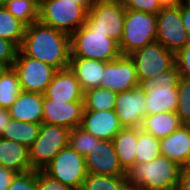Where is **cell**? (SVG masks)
I'll use <instances>...</instances> for the list:
<instances>
[{
  "label": "cell",
  "instance_id": "f1b7e54d",
  "mask_svg": "<svg viewBox=\"0 0 190 190\" xmlns=\"http://www.w3.org/2000/svg\"><path fill=\"white\" fill-rule=\"evenodd\" d=\"M4 7L26 26L39 19V0H8Z\"/></svg>",
  "mask_w": 190,
  "mask_h": 190
},
{
  "label": "cell",
  "instance_id": "5bb4252c",
  "mask_svg": "<svg viewBox=\"0 0 190 190\" xmlns=\"http://www.w3.org/2000/svg\"><path fill=\"white\" fill-rule=\"evenodd\" d=\"M87 173L124 176L125 170L119 163L113 140H101L84 156Z\"/></svg>",
  "mask_w": 190,
  "mask_h": 190
},
{
  "label": "cell",
  "instance_id": "7dc6e473",
  "mask_svg": "<svg viewBox=\"0 0 190 190\" xmlns=\"http://www.w3.org/2000/svg\"><path fill=\"white\" fill-rule=\"evenodd\" d=\"M6 68L7 66L0 61V75L5 71Z\"/></svg>",
  "mask_w": 190,
  "mask_h": 190
},
{
  "label": "cell",
  "instance_id": "7a4b0ae2",
  "mask_svg": "<svg viewBox=\"0 0 190 190\" xmlns=\"http://www.w3.org/2000/svg\"><path fill=\"white\" fill-rule=\"evenodd\" d=\"M181 166L160 155L151 162L135 163L125 170L128 187L142 190H178Z\"/></svg>",
  "mask_w": 190,
  "mask_h": 190
},
{
  "label": "cell",
  "instance_id": "c3c4849f",
  "mask_svg": "<svg viewBox=\"0 0 190 190\" xmlns=\"http://www.w3.org/2000/svg\"><path fill=\"white\" fill-rule=\"evenodd\" d=\"M183 3L190 8V0H183Z\"/></svg>",
  "mask_w": 190,
  "mask_h": 190
},
{
  "label": "cell",
  "instance_id": "d6986e66",
  "mask_svg": "<svg viewBox=\"0 0 190 190\" xmlns=\"http://www.w3.org/2000/svg\"><path fill=\"white\" fill-rule=\"evenodd\" d=\"M44 94L22 91L9 108L13 120L42 124Z\"/></svg>",
  "mask_w": 190,
  "mask_h": 190
},
{
  "label": "cell",
  "instance_id": "ab89813d",
  "mask_svg": "<svg viewBox=\"0 0 190 190\" xmlns=\"http://www.w3.org/2000/svg\"><path fill=\"white\" fill-rule=\"evenodd\" d=\"M16 172L0 166V190H8Z\"/></svg>",
  "mask_w": 190,
  "mask_h": 190
},
{
  "label": "cell",
  "instance_id": "f907efd6",
  "mask_svg": "<svg viewBox=\"0 0 190 190\" xmlns=\"http://www.w3.org/2000/svg\"><path fill=\"white\" fill-rule=\"evenodd\" d=\"M8 0H0V5H3L4 3H6Z\"/></svg>",
  "mask_w": 190,
  "mask_h": 190
},
{
  "label": "cell",
  "instance_id": "ba28073f",
  "mask_svg": "<svg viewBox=\"0 0 190 190\" xmlns=\"http://www.w3.org/2000/svg\"><path fill=\"white\" fill-rule=\"evenodd\" d=\"M43 171L74 190H81L88 174L84 156L80 155L69 145L63 148Z\"/></svg>",
  "mask_w": 190,
  "mask_h": 190
},
{
  "label": "cell",
  "instance_id": "cb8c5ba5",
  "mask_svg": "<svg viewBox=\"0 0 190 190\" xmlns=\"http://www.w3.org/2000/svg\"><path fill=\"white\" fill-rule=\"evenodd\" d=\"M138 128H122L113 138L119 163L126 170L136 163Z\"/></svg>",
  "mask_w": 190,
  "mask_h": 190
},
{
  "label": "cell",
  "instance_id": "52a82bcc",
  "mask_svg": "<svg viewBox=\"0 0 190 190\" xmlns=\"http://www.w3.org/2000/svg\"><path fill=\"white\" fill-rule=\"evenodd\" d=\"M69 134L70 130L65 127L42 123L37 139L29 148L32 169L43 170L69 145Z\"/></svg>",
  "mask_w": 190,
  "mask_h": 190
},
{
  "label": "cell",
  "instance_id": "2e32d148",
  "mask_svg": "<svg viewBox=\"0 0 190 190\" xmlns=\"http://www.w3.org/2000/svg\"><path fill=\"white\" fill-rule=\"evenodd\" d=\"M80 127L101 140H113L123 128L114 110L84 111Z\"/></svg>",
  "mask_w": 190,
  "mask_h": 190
},
{
  "label": "cell",
  "instance_id": "ee69618b",
  "mask_svg": "<svg viewBox=\"0 0 190 190\" xmlns=\"http://www.w3.org/2000/svg\"><path fill=\"white\" fill-rule=\"evenodd\" d=\"M161 8H175L179 7L183 1L182 0H157Z\"/></svg>",
  "mask_w": 190,
  "mask_h": 190
},
{
  "label": "cell",
  "instance_id": "7bdbcfd3",
  "mask_svg": "<svg viewBox=\"0 0 190 190\" xmlns=\"http://www.w3.org/2000/svg\"><path fill=\"white\" fill-rule=\"evenodd\" d=\"M178 190H190V171H180Z\"/></svg>",
  "mask_w": 190,
  "mask_h": 190
},
{
  "label": "cell",
  "instance_id": "484cf974",
  "mask_svg": "<svg viewBox=\"0 0 190 190\" xmlns=\"http://www.w3.org/2000/svg\"><path fill=\"white\" fill-rule=\"evenodd\" d=\"M21 92L17 72L13 67H7L0 75V107L9 109Z\"/></svg>",
  "mask_w": 190,
  "mask_h": 190
},
{
  "label": "cell",
  "instance_id": "7c38bea8",
  "mask_svg": "<svg viewBox=\"0 0 190 190\" xmlns=\"http://www.w3.org/2000/svg\"><path fill=\"white\" fill-rule=\"evenodd\" d=\"M139 86L135 64L129 55H121L113 61L105 62L101 87L121 93Z\"/></svg>",
  "mask_w": 190,
  "mask_h": 190
},
{
  "label": "cell",
  "instance_id": "30bf717a",
  "mask_svg": "<svg viewBox=\"0 0 190 190\" xmlns=\"http://www.w3.org/2000/svg\"><path fill=\"white\" fill-rule=\"evenodd\" d=\"M18 74L22 91L45 94L57 69L38 59L25 56L20 50L12 66Z\"/></svg>",
  "mask_w": 190,
  "mask_h": 190
},
{
  "label": "cell",
  "instance_id": "7402d4cb",
  "mask_svg": "<svg viewBox=\"0 0 190 190\" xmlns=\"http://www.w3.org/2000/svg\"><path fill=\"white\" fill-rule=\"evenodd\" d=\"M161 155L182 166L190 154V125L182 124L176 131L160 140Z\"/></svg>",
  "mask_w": 190,
  "mask_h": 190
},
{
  "label": "cell",
  "instance_id": "b9f144b4",
  "mask_svg": "<svg viewBox=\"0 0 190 190\" xmlns=\"http://www.w3.org/2000/svg\"><path fill=\"white\" fill-rule=\"evenodd\" d=\"M179 7L181 8L183 26L186 28V31L190 37V8L187 7L184 3H182Z\"/></svg>",
  "mask_w": 190,
  "mask_h": 190
},
{
  "label": "cell",
  "instance_id": "44dd1931",
  "mask_svg": "<svg viewBox=\"0 0 190 190\" xmlns=\"http://www.w3.org/2000/svg\"><path fill=\"white\" fill-rule=\"evenodd\" d=\"M0 166L13 170L17 174L33 171L29 148L0 137Z\"/></svg>",
  "mask_w": 190,
  "mask_h": 190
},
{
  "label": "cell",
  "instance_id": "f35d334b",
  "mask_svg": "<svg viewBox=\"0 0 190 190\" xmlns=\"http://www.w3.org/2000/svg\"><path fill=\"white\" fill-rule=\"evenodd\" d=\"M37 190H74L47 175L43 170L37 171Z\"/></svg>",
  "mask_w": 190,
  "mask_h": 190
},
{
  "label": "cell",
  "instance_id": "d6a6232c",
  "mask_svg": "<svg viewBox=\"0 0 190 190\" xmlns=\"http://www.w3.org/2000/svg\"><path fill=\"white\" fill-rule=\"evenodd\" d=\"M176 113L182 124L190 125V79H180Z\"/></svg>",
  "mask_w": 190,
  "mask_h": 190
},
{
  "label": "cell",
  "instance_id": "ffe728a7",
  "mask_svg": "<svg viewBox=\"0 0 190 190\" xmlns=\"http://www.w3.org/2000/svg\"><path fill=\"white\" fill-rule=\"evenodd\" d=\"M105 62L81 57H70L69 69L76 76L83 91L101 87Z\"/></svg>",
  "mask_w": 190,
  "mask_h": 190
},
{
  "label": "cell",
  "instance_id": "e575fe53",
  "mask_svg": "<svg viewBox=\"0 0 190 190\" xmlns=\"http://www.w3.org/2000/svg\"><path fill=\"white\" fill-rule=\"evenodd\" d=\"M180 79L181 76L175 64L171 69L157 74L148 83L143 85L179 86Z\"/></svg>",
  "mask_w": 190,
  "mask_h": 190
},
{
  "label": "cell",
  "instance_id": "277c9868",
  "mask_svg": "<svg viewBox=\"0 0 190 190\" xmlns=\"http://www.w3.org/2000/svg\"><path fill=\"white\" fill-rule=\"evenodd\" d=\"M71 57L110 62L122 54L119 43L106 33L92 32L85 25L70 35Z\"/></svg>",
  "mask_w": 190,
  "mask_h": 190
},
{
  "label": "cell",
  "instance_id": "681fc988",
  "mask_svg": "<svg viewBox=\"0 0 190 190\" xmlns=\"http://www.w3.org/2000/svg\"><path fill=\"white\" fill-rule=\"evenodd\" d=\"M126 190H142V189L137 188V187H127Z\"/></svg>",
  "mask_w": 190,
  "mask_h": 190
},
{
  "label": "cell",
  "instance_id": "5b68a950",
  "mask_svg": "<svg viewBox=\"0 0 190 190\" xmlns=\"http://www.w3.org/2000/svg\"><path fill=\"white\" fill-rule=\"evenodd\" d=\"M157 15L142 11L126 9L124 31L119 42L122 55L156 42Z\"/></svg>",
  "mask_w": 190,
  "mask_h": 190
},
{
  "label": "cell",
  "instance_id": "8992f818",
  "mask_svg": "<svg viewBox=\"0 0 190 190\" xmlns=\"http://www.w3.org/2000/svg\"><path fill=\"white\" fill-rule=\"evenodd\" d=\"M125 15L122 0H94L84 25L92 32L106 33L119 43L124 31Z\"/></svg>",
  "mask_w": 190,
  "mask_h": 190
},
{
  "label": "cell",
  "instance_id": "3957f363",
  "mask_svg": "<svg viewBox=\"0 0 190 190\" xmlns=\"http://www.w3.org/2000/svg\"><path fill=\"white\" fill-rule=\"evenodd\" d=\"M88 10L80 0H41L38 21L71 35L85 24Z\"/></svg>",
  "mask_w": 190,
  "mask_h": 190
},
{
  "label": "cell",
  "instance_id": "836d02e7",
  "mask_svg": "<svg viewBox=\"0 0 190 190\" xmlns=\"http://www.w3.org/2000/svg\"><path fill=\"white\" fill-rule=\"evenodd\" d=\"M8 190H37V171L16 174Z\"/></svg>",
  "mask_w": 190,
  "mask_h": 190
},
{
  "label": "cell",
  "instance_id": "9a60e30c",
  "mask_svg": "<svg viewBox=\"0 0 190 190\" xmlns=\"http://www.w3.org/2000/svg\"><path fill=\"white\" fill-rule=\"evenodd\" d=\"M84 102H60L44 95L42 123L65 127L69 130L80 127L84 113Z\"/></svg>",
  "mask_w": 190,
  "mask_h": 190
},
{
  "label": "cell",
  "instance_id": "8d00e7d4",
  "mask_svg": "<svg viewBox=\"0 0 190 190\" xmlns=\"http://www.w3.org/2000/svg\"><path fill=\"white\" fill-rule=\"evenodd\" d=\"M18 51L19 47L15 43L0 37V61L7 67L13 66Z\"/></svg>",
  "mask_w": 190,
  "mask_h": 190
},
{
  "label": "cell",
  "instance_id": "ac0fdd59",
  "mask_svg": "<svg viewBox=\"0 0 190 190\" xmlns=\"http://www.w3.org/2000/svg\"><path fill=\"white\" fill-rule=\"evenodd\" d=\"M145 91V114L176 112L178 86L141 85Z\"/></svg>",
  "mask_w": 190,
  "mask_h": 190
},
{
  "label": "cell",
  "instance_id": "83f0119b",
  "mask_svg": "<svg viewBox=\"0 0 190 190\" xmlns=\"http://www.w3.org/2000/svg\"><path fill=\"white\" fill-rule=\"evenodd\" d=\"M26 25L15 18L5 7L0 5V37L10 40L20 47Z\"/></svg>",
  "mask_w": 190,
  "mask_h": 190
},
{
  "label": "cell",
  "instance_id": "d4e9b609",
  "mask_svg": "<svg viewBox=\"0 0 190 190\" xmlns=\"http://www.w3.org/2000/svg\"><path fill=\"white\" fill-rule=\"evenodd\" d=\"M40 128L41 124L21 122L11 119L1 137L30 148L37 139Z\"/></svg>",
  "mask_w": 190,
  "mask_h": 190
},
{
  "label": "cell",
  "instance_id": "603a6c76",
  "mask_svg": "<svg viewBox=\"0 0 190 190\" xmlns=\"http://www.w3.org/2000/svg\"><path fill=\"white\" fill-rule=\"evenodd\" d=\"M182 125L176 112H163L145 116L141 129L161 140Z\"/></svg>",
  "mask_w": 190,
  "mask_h": 190
},
{
  "label": "cell",
  "instance_id": "9c48e42d",
  "mask_svg": "<svg viewBox=\"0 0 190 190\" xmlns=\"http://www.w3.org/2000/svg\"><path fill=\"white\" fill-rule=\"evenodd\" d=\"M129 56L135 64L140 85L148 83L151 78L175 65V53L157 41L134 51Z\"/></svg>",
  "mask_w": 190,
  "mask_h": 190
},
{
  "label": "cell",
  "instance_id": "60d3db41",
  "mask_svg": "<svg viewBox=\"0 0 190 190\" xmlns=\"http://www.w3.org/2000/svg\"><path fill=\"white\" fill-rule=\"evenodd\" d=\"M11 119L9 109L0 107V137L2 136L7 125L10 123Z\"/></svg>",
  "mask_w": 190,
  "mask_h": 190
},
{
  "label": "cell",
  "instance_id": "4dcf8cb0",
  "mask_svg": "<svg viewBox=\"0 0 190 190\" xmlns=\"http://www.w3.org/2000/svg\"><path fill=\"white\" fill-rule=\"evenodd\" d=\"M124 176H106L88 173L81 190H126Z\"/></svg>",
  "mask_w": 190,
  "mask_h": 190
},
{
  "label": "cell",
  "instance_id": "e0dca14e",
  "mask_svg": "<svg viewBox=\"0 0 190 190\" xmlns=\"http://www.w3.org/2000/svg\"><path fill=\"white\" fill-rule=\"evenodd\" d=\"M44 95L48 99L68 103L83 101L84 91L68 67L57 70Z\"/></svg>",
  "mask_w": 190,
  "mask_h": 190
},
{
  "label": "cell",
  "instance_id": "f546056e",
  "mask_svg": "<svg viewBox=\"0 0 190 190\" xmlns=\"http://www.w3.org/2000/svg\"><path fill=\"white\" fill-rule=\"evenodd\" d=\"M136 163L151 162L161 155L160 140L138 128Z\"/></svg>",
  "mask_w": 190,
  "mask_h": 190
},
{
  "label": "cell",
  "instance_id": "6da1fadb",
  "mask_svg": "<svg viewBox=\"0 0 190 190\" xmlns=\"http://www.w3.org/2000/svg\"><path fill=\"white\" fill-rule=\"evenodd\" d=\"M19 50L57 70L65 69L71 57L70 35L37 21L26 26Z\"/></svg>",
  "mask_w": 190,
  "mask_h": 190
},
{
  "label": "cell",
  "instance_id": "bcb514c9",
  "mask_svg": "<svg viewBox=\"0 0 190 190\" xmlns=\"http://www.w3.org/2000/svg\"><path fill=\"white\" fill-rule=\"evenodd\" d=\"M88 9L93 5L94 0H80Z\"/></svg>",
  "mask_w": 190,
  "mask_h": 190
},
{
  "label": "cell",
  "instance_id": "4316f807",
  "mask_svg": "<svg viewBox=\"0 0 190 190\" xmlns=\"http://www.w3.org/2000/svg\"><path fill=\"white\" fill-rule=\"evenodd\" d=\"M117 93L99 87L84 91V111L114 110Z\"/></svg>",
  "mask_w": 190,
  "mask_h": 190
},
{
  "label": "cell",
  "instance_id": "74e56055",
  "mask_svg": "<svg viewBox=\"0 0 190 190\" xmlns=\"http://www.w3.org/2000/svg\"><path fill=\"white\" fill-rule=\"evenodd\" d=\"M175 64L181 78L190 79V41L175 54Z\"/></svg>",
  "mask_w": 190,
  "mask_h": 190
},
{
  "label": "cell",
  "instance_id": "d590c367",
  "mask_svg": "<svg viewBox=\"0 0 190 190\" xmlns=\"http://www.w3.org/2000/svg\"><path fill=\"white\" fill-rule=\"evenodd\" d=\"M126 9L158 14L162 9L157 0H122Z\"/></svg>",
  "mask_w": 190,
  "mask_h": 190
},
{
  "label": "cell",
  "instance_id": "4fadbf2b",
  "mask_svg": "<svg viewBox=\"0 0 190 190\" xmlns=\"http://www.w3.org/2000/svg\"><path fill=\"white\" fill-rule=\"evenodd\" d=\"M114 111L123 128H141L146 116L143 87L117 93Z\"/></svg>",
  "mask_w": 190,
  "mask_h": 190
},
{
  "label": "cell",
  "instance_id": "f6af8a7d",
  "mask_svg": "<svg viewBox=\"0 0 190 190\" xmlns=\"http://www.w3.org/2000/svg\"><path fill=\"white\" fill-rule=\"evenodd\" d=\"M181 171H190V154L186 162L181 166Z\"/></svg>",
  "mask_w": 190,
  "mask_h": 190
},
{
  "label": "cell",
  "instance_id": "1f68e13d",
  "mask_svg": "<svg viewBox=\"0 0 190 190\" xmlns=\"http://www.w3.org/2000/svg\"><path fill=\"white\" fill-rule=\"evenodd\" d=\"M100 141L101 139L84 131L81 127L70 130L69 146L82 156H86L94 145L98 144Z\"/></svg>",
  "mask_w": 190,
  "mask_h": 190
},
{
  "label": "cell",
  "instance_id": "8fae6325",
  "mask_svg": "<svg viewBox=\"0 0 190 190\" xmlns=\"http://www.w3.org/2000/svg\"><path fill=\"white\" fill-rule=\"evenodd\" d=\"M156 41L175 54L190 41L180 7L162 8L158 12Z\"/></svg>",
  "mask_w": 190,
  "mask_h": 190
}]
</instances>
